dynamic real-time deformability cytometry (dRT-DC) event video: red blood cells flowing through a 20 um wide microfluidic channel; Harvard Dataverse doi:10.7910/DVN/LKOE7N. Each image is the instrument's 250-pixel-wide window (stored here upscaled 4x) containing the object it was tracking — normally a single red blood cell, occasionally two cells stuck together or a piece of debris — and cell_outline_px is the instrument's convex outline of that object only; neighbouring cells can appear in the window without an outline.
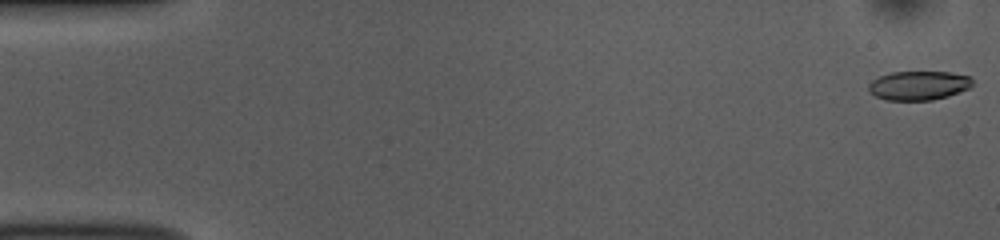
{"species": "common noctule bat (a hibernating species)", "species_latin": "Nyctalus noctula", "temperature_condition": "room temperature", "stored_images_in_passage": 52, "camera_frame_rate_fps": 3000, "um_per_image_px": 0.085, "animal": {"sex": "female", "body_mass_g": 10.0, "forearm_length_mm": 53.1}, "frame": {"image": 1, "passage_image": 1, "time_ms": 0.0, "image_size_px": [1000, 240], "cell_outline_px": [[972, 84], [968, 88], [960, 92], [948, 96], [932, 100], [888, 100], [876, 96], [868, 88], [868, 84], [872, 80], [880, 76], [892, 72], [948, 72], [972, 76]], "centroid_in_image_um": [78.11, 7.26], "position_along_channel_um": 6.9, "area_um2": 17.51}}
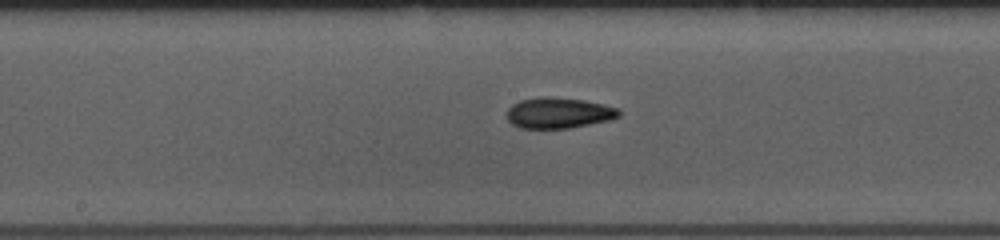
{"frame": {"image": 2, "passage_image": 27, "time_ms": 8.667, "image_size_px": [1000, 240], "cell_outline_px": [[620, 116], [612, 120], [568, 128], [520, 128], [512, 124], [508, 120], [508, 108], [512, 104], [520, 100], [544, 96], [548, 96], [584, 100], [604, 104], [620, 108]], "centroid_in_image_um": [47.52, 9.59], "position_along_channel_um": 200.7, "area_um2": 20.23}}
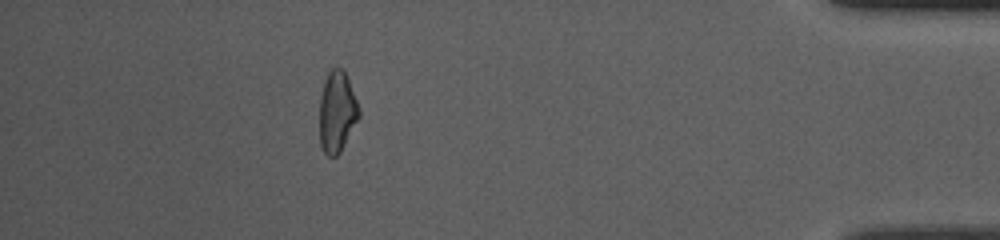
{"frame": {"image": 3, "passage_image": 47, "time_ms": 15.333, "image_size_px": [1000, 240], "cell_outline_px": [[360, 116], [340, 152], [336, 156], [328, 156], [324, 152], [320, 144], [320, 96], [328, 72], [332, 68], [344, 68], [360, 108]], "centroid_in_image_um": [28.66, 9.49], "position_along_channel_um": 406.5, "area_um2": 18.61}, "authors_computed_cell_mechanics": {"area_um2": 19.0162, "velocity_mm_per_s": 3.8418, "shape_relaxation_time_tau1_ms": 8.1358, "shape_relaxation_time_tau2_ms": 5.1225, "deformation_change_tau1": 0.1736, "deformation_change_tau2": 0.1356}}